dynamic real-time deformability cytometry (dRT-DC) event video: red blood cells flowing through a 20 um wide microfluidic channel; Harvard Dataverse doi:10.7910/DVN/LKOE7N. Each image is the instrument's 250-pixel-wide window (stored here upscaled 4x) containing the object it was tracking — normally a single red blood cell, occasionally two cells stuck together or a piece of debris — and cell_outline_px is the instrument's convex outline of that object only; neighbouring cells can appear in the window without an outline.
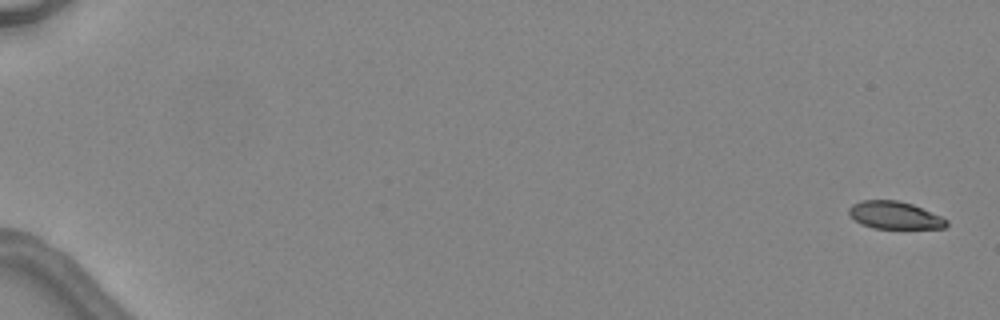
{"species": "common noctule bat (a hibernating species)", "species_latin": "Nyctalus noctula", "temperature_condition": "warm", "stored_images_in_passage": 6, "segment_of_instrument_passage": [1, 2], "camera_frame_rate_fps": 3000, "um_per_image_px": 0.085, "animal": {"sex": "female", "body_mass_g": 24.6, "forearm_length_mm": 56.2}, "frame": {"image": 1, "passage_image": 1, "time_ms": 0.0, "image_size_px": [1000, 320], "cell_outline_px": [[948, 224], [944, 228], [872, 228], [860, 224], [848, 212], [848, 208], [852, 204], [864, 200], [896, 200], [912, 204], [940, 216], [948, 220]], "centroid_in_image_um": [76.03, 18.29], "position_along_channel_um": 9.0, "area_um2": 15.49}}